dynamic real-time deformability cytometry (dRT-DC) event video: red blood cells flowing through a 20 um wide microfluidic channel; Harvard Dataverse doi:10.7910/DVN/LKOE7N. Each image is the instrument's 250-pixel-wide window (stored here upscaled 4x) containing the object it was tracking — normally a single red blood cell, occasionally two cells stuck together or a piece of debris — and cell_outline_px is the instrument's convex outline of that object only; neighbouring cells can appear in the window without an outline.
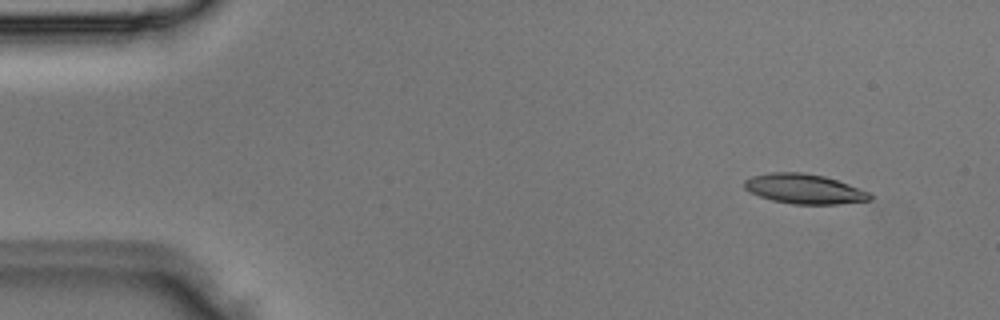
{"species": "Egyptian fruit bat (a non-hibernating species)", "species_latin": "Rousettus aegyptiacus", "temperature_condition": "room temperature", "stored_images_in_passage": 3, "camera_frame_rate_fps": 3000, "um_per_image_px": 0.085, "animal": {"sex": "male"}, "frame": {"image": 1, "passage_image": 3, "time_ms": 0.667, "image_size_px": [1000, 320], "cell_outline_px": [[872, 200], [836, 204], [792, 204], [772, 200], [760, 196], [744, 188], [744, 180], [752, 176], [768, 172], [804, 172], [824, 176], [848, 184], [868, 192], [872, 196]], "centroid_in_image_um": [68.34, 16.05], "position_along_channel_um": 16.7, "area_um2": 21.68}}